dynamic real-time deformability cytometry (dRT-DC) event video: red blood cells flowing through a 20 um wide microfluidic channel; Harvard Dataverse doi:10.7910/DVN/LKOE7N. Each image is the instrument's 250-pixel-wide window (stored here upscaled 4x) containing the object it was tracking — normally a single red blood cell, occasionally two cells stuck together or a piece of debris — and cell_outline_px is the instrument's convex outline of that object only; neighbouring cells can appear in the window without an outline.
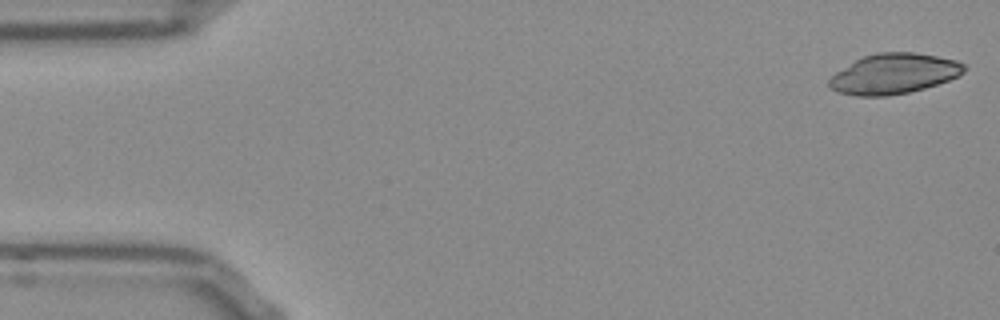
{"species": "Egyptian fruit bat (a non-hibernating species)", "species_latin": "Rousettus aegyptiacus", "temperature_condition": "room temperature", "stored_images_in_passage": 52, "camera_frame_rate_fps": 3000, "um_per_image_px": 0.085, "frame": {"image": 1, "passage_image": 1, "time_ms": 0.0, "image_size_px": [1000, 320], "cell_outline_px": [[964, 72], [960, 76], [924, 88], [908, 92], [888, 96], [856, 96], [836, 92], [828, 84], [828, 80], [836, 72], [856, 60], [864, 56], [876, 52], [916, 52], [956, 60], [964, 64]], "centroid_in_image_um": [75.97, 6.27], "position_along_channel_um": 9.0, "area_um2": 31.56}}
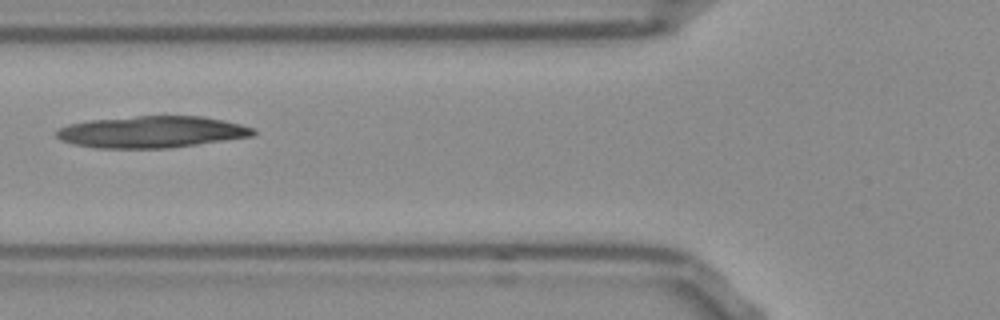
{"frame": {"image": 2, "passage_image": 19, "time_ms": 6.0, "image_size_px": [1000, 320], "cell_outline_px": [[256, 132], [252, 136], [168, 148], [96, 148], [72, 144], [60, 140], [56, 136], [56, 128], [68, 124], [88, 120], [136, 116], [204, 116], [224, 120], [240, 124], [252, 128]], "centroid_in_image_um": [12.82, 11.21], "position_along_channel_um": 113.0, "area_um2": 36.36}}
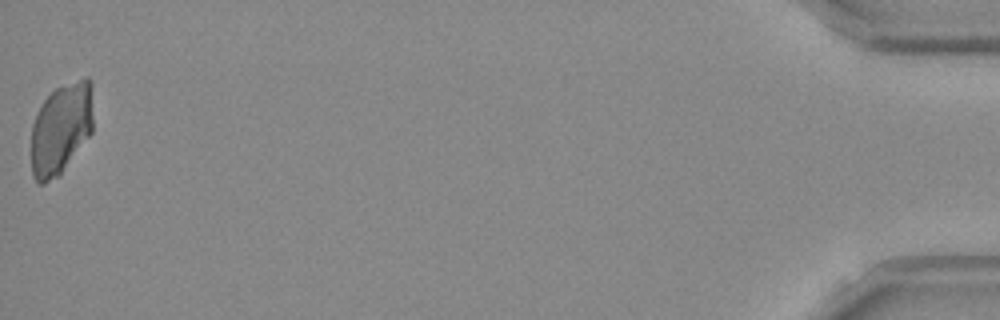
{"frame": {"image": 3, "passage_image": 52, "time_ms": 17.0, "image_size_px": [1000, 320], "cell_outline_px": [[92, 132], [60, 176], [44, 184], [36, 184], [32, 176], [32, 124], [44, 100], [56, 88], [88, 76], [92, 80]], "centroid_in_image_um": [5.2, 10.98], "position_along_channel_um": 430.0, "area_um2": 33.18}}